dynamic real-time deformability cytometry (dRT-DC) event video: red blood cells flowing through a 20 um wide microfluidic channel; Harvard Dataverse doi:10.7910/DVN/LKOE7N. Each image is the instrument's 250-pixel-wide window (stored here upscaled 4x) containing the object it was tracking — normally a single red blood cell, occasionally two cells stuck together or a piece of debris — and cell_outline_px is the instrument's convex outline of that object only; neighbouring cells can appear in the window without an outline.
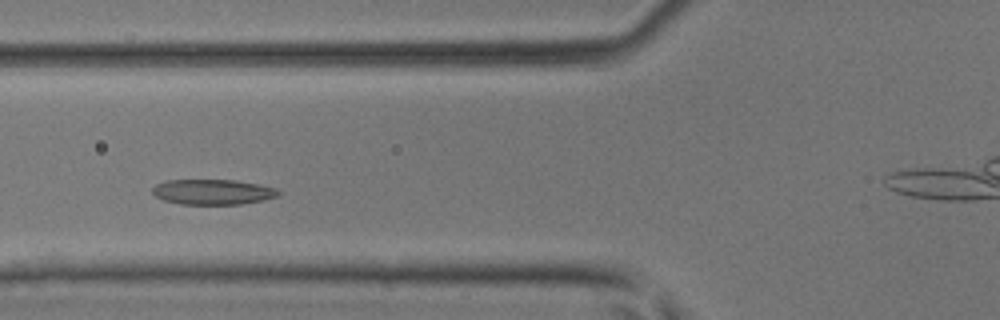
{"species": "common noctule bat (a hibernating species)", "species_latin": "Nyctalus noctula", "temperature_condition": "room temperature", "stored_images_in_passage": 41, "camera_frame_rate_fps": 3000, "um_per_image_px": 0.085, "animal": {"sex": "male", "body_mass_g": 17.9, "forearm_length_mm": 54.2}, "frame": {"image": 1, "passage_image": 11, "time_ms": 3.333, "image_size_px": [1000, 320], "cell_outline_px": [[280, 192], [276, 196], [264, 200], [240, 204], [180, 204], [164, 200], [156, 196], [152, 192], [152, 188], [156, 184], [164, 180], [236, 180], [260, 184], [276, 188]], "centroid_in_image_um": [18.08, 16.31], "position_along_channel_um": 107.7, "area_um2": 18.55}}
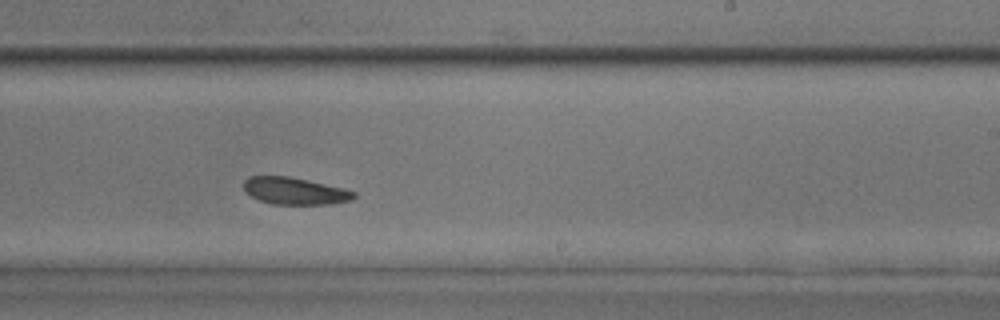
{"frame": {"image": 2, "passage_image": 22, "time_ms": 7.0, "image_size_px": [1000, 320], "cell_outline_px": [[356, 196], [352, 200], [328, 204], [272, 204], [260, 200], [252, 196], [244, 188], [244, 180], [248, 176], [288, 176], [308, 180], [344, 188], [356, 192]], "centroid_in_image_um": [25.08, 16.23], "position_along_channel_um": 263.9, "area_um2": 17.28}}
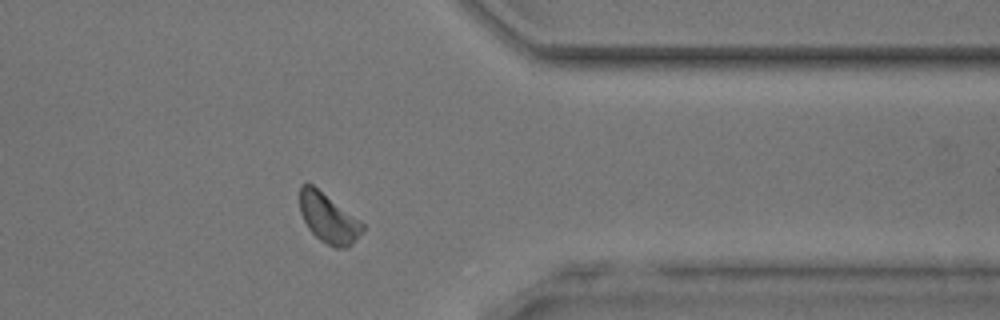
{"frame": {"image": 3, "passage_image": 31, "time_ms": 10.0, "image_size_px": [1000, 320], "cell_outline_px": [[364, 228], [352, 244], [344, 248], [332, 248], [320, 240], [308, 228], [300, 212], [300, 184], [312, 184], [364, 224]], "centroid_in_image_um": [27.89, 18.56], "position_along_channel_um": 383.5, "area_um2": 17.74}}